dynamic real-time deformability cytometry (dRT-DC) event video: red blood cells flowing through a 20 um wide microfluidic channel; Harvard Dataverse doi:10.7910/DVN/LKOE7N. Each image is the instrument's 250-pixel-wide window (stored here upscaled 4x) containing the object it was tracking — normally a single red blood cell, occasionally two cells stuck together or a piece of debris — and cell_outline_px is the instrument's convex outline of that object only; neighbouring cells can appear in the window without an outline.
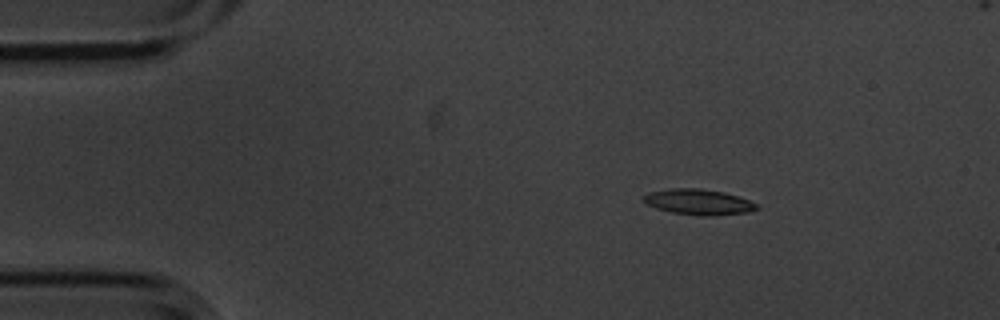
{"species": "common noctule bat (a hibernating species)", "species_latin": "Nyctalus noctula", "temperature_condition": "cold", "stored_images_in_passage": 5, "segment_of_instrument_passage": [1, 2], "camera_frame_rate_fps": 3000, "um_per_image_px": 0.085, "animal": {"sex": "male", "body_mass_g": 20.1, "forearm_length_mm": 53.5}, "frame": {"image": 1, "passage_image": 2, "time_ms": 0.333, "image_size_px": [1000, 320], "cell_outline_px": [[760, 208], [748, 212], [712, 216], [704, 216], [672, 212], [656, 208], [648, 204], [644, 200], [644, 196], [648, 192], [672, 188], [700, 188], [724, 192], [748, 200], [756, 204]], "centroid_in_image_um": [59.38, 17.16], "position_along_channel_um": 25.6, "area_um2": 16.7}}